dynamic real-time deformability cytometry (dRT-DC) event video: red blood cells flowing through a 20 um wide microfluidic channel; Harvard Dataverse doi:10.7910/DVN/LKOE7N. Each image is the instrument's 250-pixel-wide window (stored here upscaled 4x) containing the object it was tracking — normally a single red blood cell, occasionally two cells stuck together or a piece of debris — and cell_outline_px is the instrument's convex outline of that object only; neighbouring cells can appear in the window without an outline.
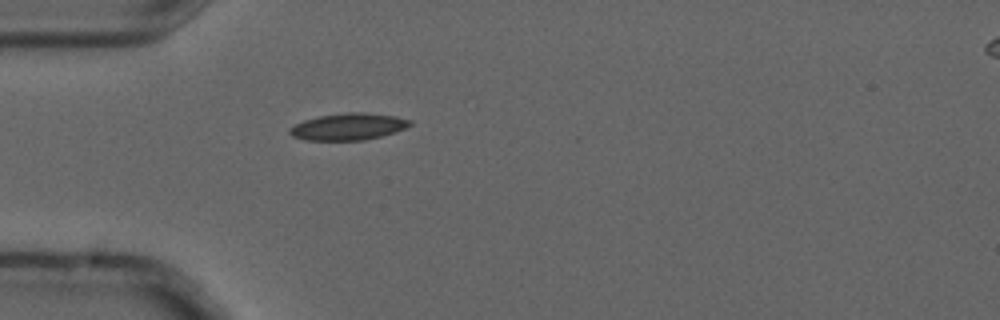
{"species": "common noctule bat (a hibernating species)", "species_latin": "Nyctalus noctula", "temperature_condition": "cold", "stored_images_in_passage": 1, "camera_frame_rate_fps": 3000, "um_per_image_px": 0.085, "animal": {"sex": "male", "forearm_length_mm": 52.5}, "frame": {"image": 1, "passage_image": 1, "time_ms": 0.0, "image_size_px": [1000, 320], "cell_outline_px": [[412, 124], [396, 132], [364, 140], [304, 140], [292, 136], [288, 132], [288, 128], [304, 120], [320, 116], [348, 112], [364, 112], [396, 116], [412, 120]], "centroid_in_image_um": [29.61, 10.76], "position_along_channel_um": 55.4, "area_um2": 18.79}}